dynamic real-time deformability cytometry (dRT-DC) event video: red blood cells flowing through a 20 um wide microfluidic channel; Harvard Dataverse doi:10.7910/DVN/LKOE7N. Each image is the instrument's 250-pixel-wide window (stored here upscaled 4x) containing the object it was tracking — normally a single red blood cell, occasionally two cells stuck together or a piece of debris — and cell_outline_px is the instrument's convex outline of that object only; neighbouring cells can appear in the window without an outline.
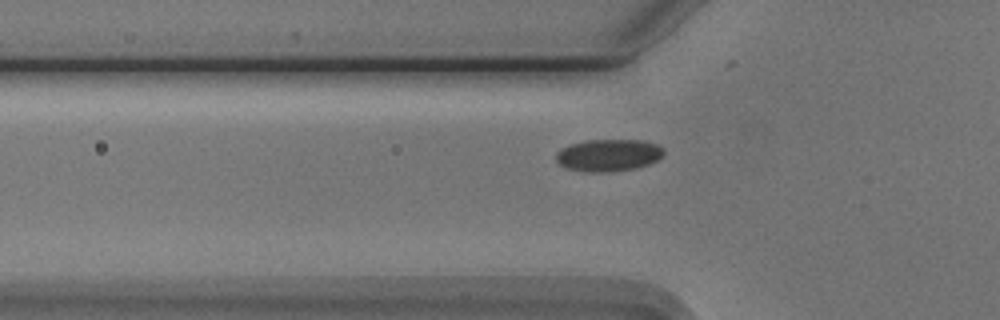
{"species": "Egyptian fruit bat (a non-hibernating species)", "species_latin": "Rousettus aegyptiacus", "temperature_condition": "cold", "stored_images_in_passage": 30, "camera_frame_rate_fps": 3000, "um_per_image_px": 0.085, "animal": {"sex": "male"}, "frame": {"image": 1, "passage_image": 6, "time_ms": 1.667, "image_size_px": [1000, 320], "cell_outline_px": [[664, 152], [656, 160], [648, 164], [636, 168], [612, 172], [584, 172], [568, 168], [560, 164], [556, 160], [556, 152], [560, 148], [568, 144], [588, 140], [640, 140], [656, 144], [664, 148]], "centroid_in_image_um": [51.68, 13.19], "position_along_channel_um": 74.1, "area_um2": 20.23}}
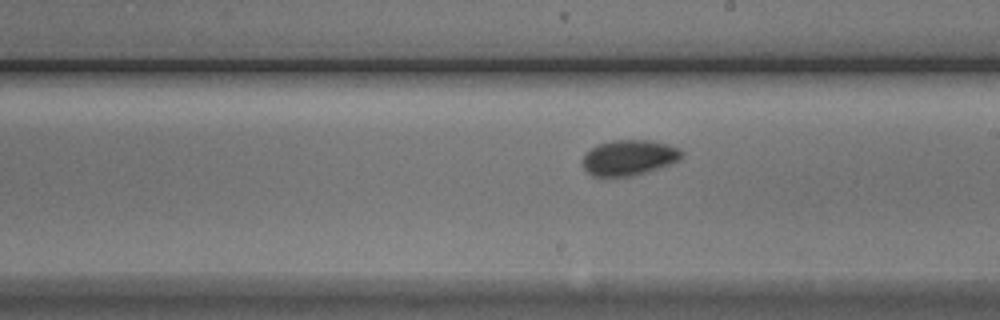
{"frame": {"image": 2, "passage_image": 19, "time_ms": 6.0, "image_size_px": [1000, 320], "cell_outline_px": [[684, 156], [680, 160], [672, 164], [648, 172], [632, 176], [592, 176], [580, 164], [584, 156], [592, 148], [600, 144], [612, 140], [652, 140], [668, 144], [680, 148], [684, 152]], "centroid_in_image_um": [53.53, 13.4], "position_along_channel_um": 235.5, "area_um2": 20.75}}
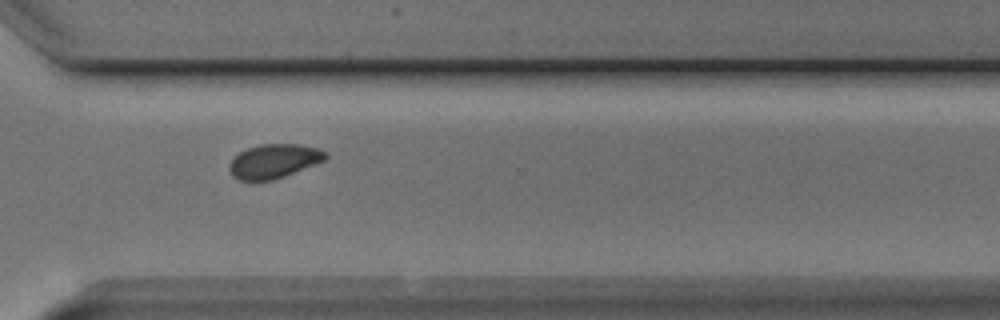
{"frame": {"image": 3, "passage_image": 28, "time_ms": 9.0, "image_size_px": [1000, 320], "cell_outline_px": [[328, 156], [324, 160], [284, 176], [272, 180], [236, 180], [232, 176], [228, 168], [228, 164], [240, 152], [248, 148], [260, 144], [300, 144], [316, 148], [328, 152]], "centroid_in_image_um": [23.26, 13.69], "position_along_channel_um": 347.3, "area_um2": 18.96}, "authors_computed_cell_mechanics": {"area_um2": 20.1433, "velocity_mm_per_s": 3.7282, "shape_relaxation_time_tau1_ms": 3.2304, "shape_relaxation_time_tau2_ms": null, "deformation_change_tau1": 0.0833, "deformation_change_tau2": null}}